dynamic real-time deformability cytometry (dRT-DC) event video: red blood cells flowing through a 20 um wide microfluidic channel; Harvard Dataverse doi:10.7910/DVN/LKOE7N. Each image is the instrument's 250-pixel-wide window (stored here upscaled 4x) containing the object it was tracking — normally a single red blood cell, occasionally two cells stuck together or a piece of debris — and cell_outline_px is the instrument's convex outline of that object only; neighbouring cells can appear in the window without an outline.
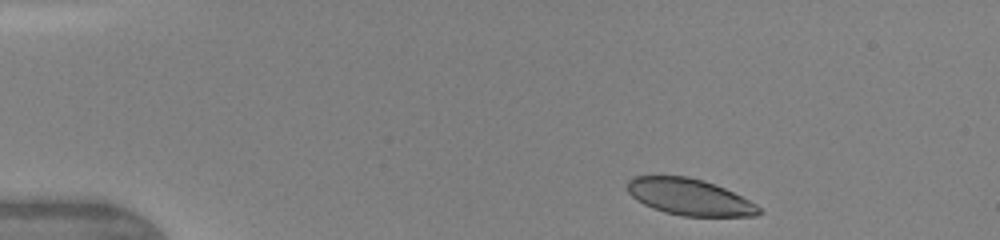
{"species": "human", "species_latin": "Homo sapiens", "temperature_condition": "warm", "stored_images_in_passage": 5, "camera_frame_rate_fps": 3000, "um_per_image_px": 0.085, "donor": {"sex": "female"}, "frame": {"image": 1, "passage_image": 1, "time_ms": 0.0, "image_size_px": [1000, 240], "cell_outline_px": [[764, 212], [756, 216], [684, 216], [664, 212], [652, 208], [636, 200], [628, 192], [628, 180], [632, 176], [688, 176], [704, 180], [724, 188], [756, 204]], "centroid_in_image_um": [58.6, 16.74], "position_along_channel_um": 26.4, "area_um2": 27.92}}
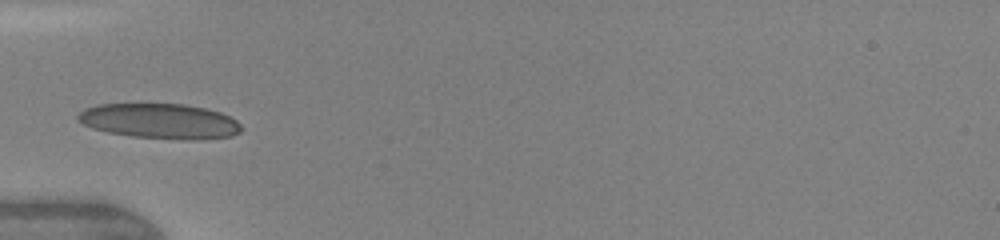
{"frame": {"image": 2, "passage_image": 5, "time_ms": 3.0, "image_size_px": [1000, 240], "cell_outline_px": [[244, 128], [240, 132], [232, 136], [196, 140], [192, 140], [132, 136], [108, 132], [92, 128], [76, 120], [76, 116], [84, 108], [100, 104], [184, 104], [204, 108], [220, 112], [236, 120]], "centroid_in_image_um": [13.6, 10.29], "position_along_channel_um": 71.4, "area_um2": 33.41}}